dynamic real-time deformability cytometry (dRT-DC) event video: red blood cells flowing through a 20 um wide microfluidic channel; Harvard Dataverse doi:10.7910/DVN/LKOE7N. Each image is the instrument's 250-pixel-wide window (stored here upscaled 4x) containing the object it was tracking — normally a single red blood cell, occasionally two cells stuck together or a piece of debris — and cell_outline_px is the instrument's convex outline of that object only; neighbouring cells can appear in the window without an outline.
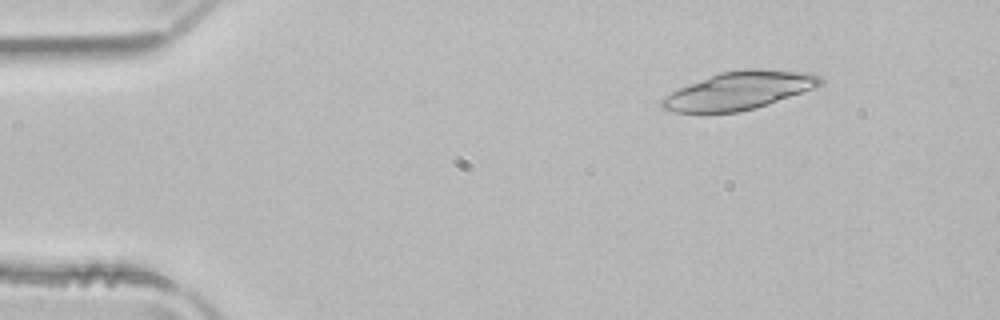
{"species": "common noctule bat (a hibernating species)", "species_latin": "Nyctalus noctula", "temperature_condition": "room temperature", "stored_images_in_passage": 33, "camera_frame_rate_fps": 3000, "um_per_image_px": 0.085, "animal": {"sex": "male", "body_mass_g": 21.5, "forearm_length_mm": 52.0}, "frame": {"image": 1, "passage_image": 2, "time_ms": 0.333, "image_size_px": [1000, 320], "cell_outline_px": [[824, 80], [820, 84], [812, 88], [768, 104], [756, 108], [736, 112], [676, 112], [664, 108], [660, 104], [660, 100], [664, 96], [680, 88], [720, 72], [744, 68], [756, 68], [812, 72], [820, 76]], "centroid_in_image_um": [62.85, 7.68], "position_along_channel_um": 22.1, "area_um2": 34.62}}